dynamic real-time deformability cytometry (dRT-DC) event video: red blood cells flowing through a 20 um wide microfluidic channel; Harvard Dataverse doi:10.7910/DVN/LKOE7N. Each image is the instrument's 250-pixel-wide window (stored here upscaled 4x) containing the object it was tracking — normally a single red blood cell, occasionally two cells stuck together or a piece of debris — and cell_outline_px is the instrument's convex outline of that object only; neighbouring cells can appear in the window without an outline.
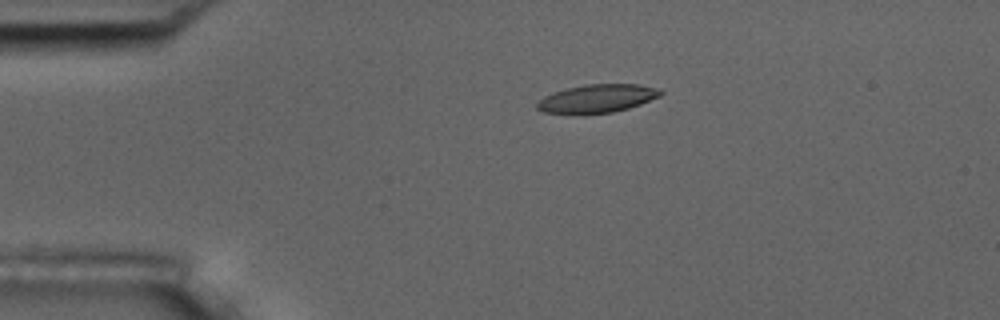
{"species": "common noctule bat (a hibernating species)", "species_latin": "Nyctalus noctula", "temperature_condition": "room temperature", "stored_images_in_passage": 5, "camera_frame_rate_fps": 3000, "um_per_image_px": 0.085, "animal": {"sex": "male", "body_mass_g": 17.5, "forearm_length_mm": 52.3}, "frame": {"image": 1, "passage_image": 3, "time_ms": 3.0, "image_size_px": [1000, 320], "cell_outline_px": [[664, 92], [660, 96], [640, 104], [628, 108], [612, 112], [584, 116], [544, 112], [536, 108], [536, 104], [544, 96], [552, 92], [584, 84], [640, 84], [660, 88]], "centroid_in_image_um": [50.75, 8.39], "position_along_channel_um": 34.3, "area_um2": 20.87}}
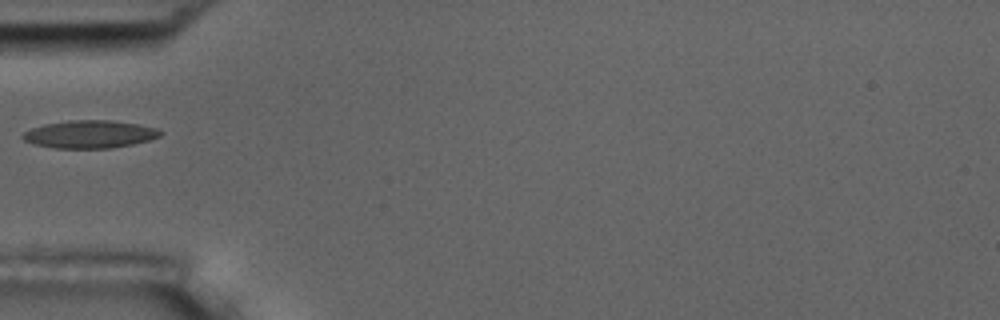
{"frame": {"image": 2, "passage_image": 5, "time_ms": 5.333, "image_size_px": [1000, 320], "cell_outline_px": [[164, 132], [160, 136], [148, 140], [132, 144], [112, 148], [56, 148], [36, 144], [24, 140], [20, 136], [24, 132], [32, 128], [44, 124], [68, 120], [108, 120], [136, 124], [156, 128]], "centroid_in_image_um": [7.62, 11.41], "position_along_channel_um": 77.4, "area_um2": 22.08}}